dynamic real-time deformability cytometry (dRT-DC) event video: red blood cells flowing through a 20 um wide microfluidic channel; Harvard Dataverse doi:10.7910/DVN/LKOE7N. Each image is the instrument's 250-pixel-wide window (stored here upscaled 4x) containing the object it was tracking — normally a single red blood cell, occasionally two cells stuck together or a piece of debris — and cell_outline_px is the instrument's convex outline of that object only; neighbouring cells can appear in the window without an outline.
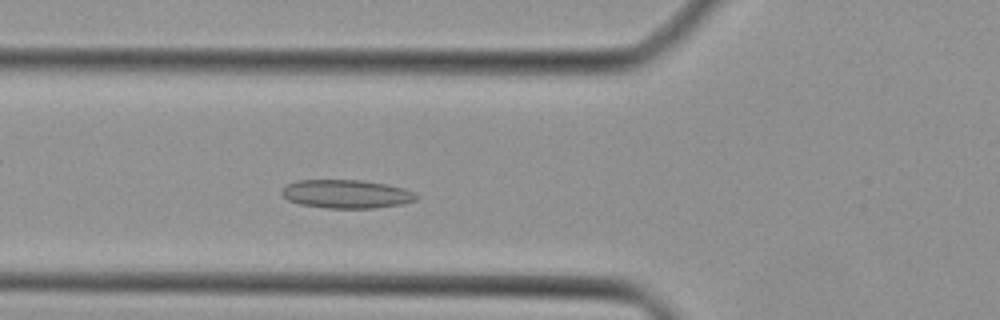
{"species": "Egyptian fruit bat (a non-hibernating species)", "species_latin": "Rousettus aegyptiacus", "temperature_condition": "cold", "stored_images_in_passage": 37, "camera_frame_rate_fps": 3000, "um_per_image_px": 0.085, "animal": {"sex": "female"}, "frame": {"image": 1, "passage_image": 8, "time_ms": 2.333, "image_size_px": [1000, 320], "cell_outline_px": [[420, 196], [416, 200], [404, 204], [372, 208], [328, 208], [300, 204], [288, 200], [280, 192], [288, 184], [296, 180], [360, 180], [384, 184], [404, 188], [416, 192]], "centroid_in_image_um": [29.49, 16.49], "position_along_channel_um": 96.3, "area_um2": 22.37}}
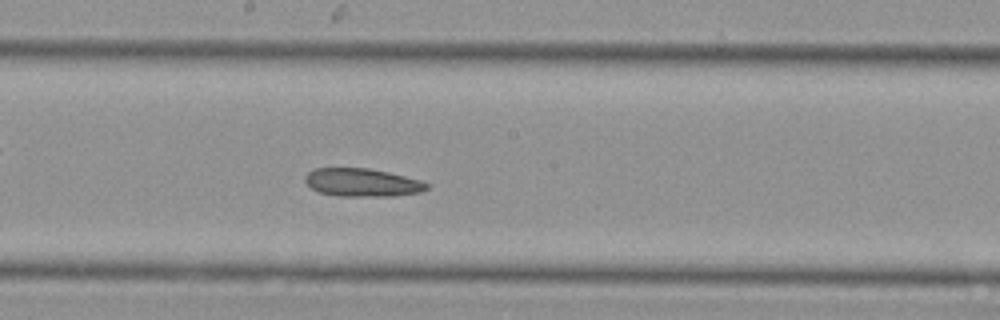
{"frame": {"image": 2, "passage_image": 16, "time_ms": 5.0, "image_size_px": [1000, 320], "cell_outline_px": [[428, 188], [420, 192], [392, 196], [336, 196], [320, 192], [312, 188], [304, 180], [304, 176], [312, 168], [368, 168], [388, 172], [420, 180], [428, 184]], "centroid_in_image_um": [30.75, 15.51], "position_along_channel_um": 217.4, "area_um2": 19.88}}
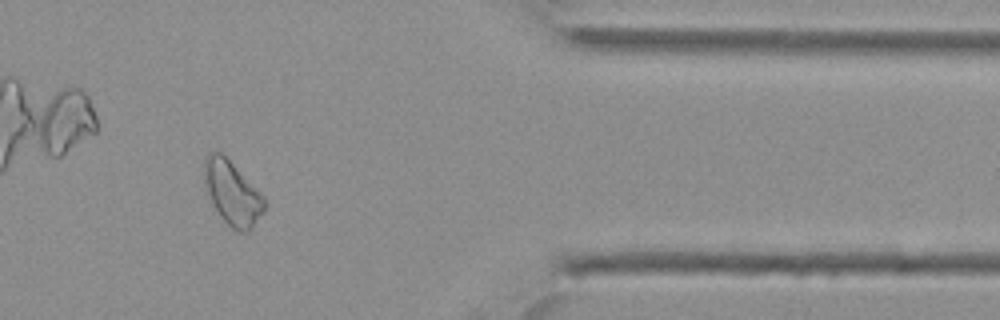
{"frame": {"image": 3, "passage_image": 29, "time_ms": 9.333, "image_size_px": [1000, 320], "cell_outline_px": [[268, 204], [264, 212], [252, 228], [248, 232], [236, 232], [220, 216], [212, 204], [204, 180], [204, 160], [208, 152], [220, 152], [264, 196]], "centroid_in_image_um": [19.77, 16.45], "position_along_channel_um": 391.6, "area_um2": 22.2}}